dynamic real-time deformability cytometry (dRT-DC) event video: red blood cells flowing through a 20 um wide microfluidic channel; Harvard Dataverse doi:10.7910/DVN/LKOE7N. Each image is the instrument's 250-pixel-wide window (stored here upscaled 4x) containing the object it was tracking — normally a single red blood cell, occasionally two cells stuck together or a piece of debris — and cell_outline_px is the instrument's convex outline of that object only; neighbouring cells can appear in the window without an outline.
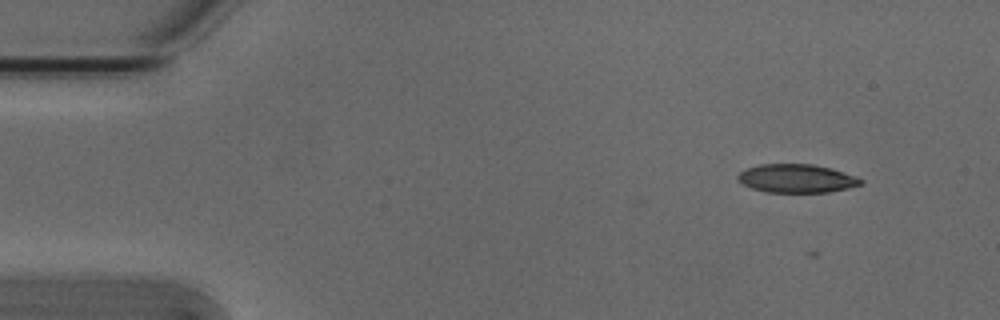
{"species": "Egyptian fruit bat (a non-hibernating species)", "species_latin": "Rousettus aegyptiacus", "temperature_condition": "cold", "stored_images_in_passage": 5, "camera_frame_rate_fps": 3000, "um_per_image_px": 0.085, "animal": {"sex": "male"}, "frame": {"image": 1, "passage_image": 3, "time_ms": 0.667, "image_size_px": [1000, 320], "cell_outline_px": [[864, 184], [848, 188], [828, 192], [768, 192], [752, 188], [736, 180], [736, 176], [740, 172], [748, 168], [760, 164], [812, 164], [832, 168], [856, 176], [864, 180]], "centroid_in_image_um": [67.74, 15.16], "position_along_channel_um": 17.3, "area_um2": 20.46}}
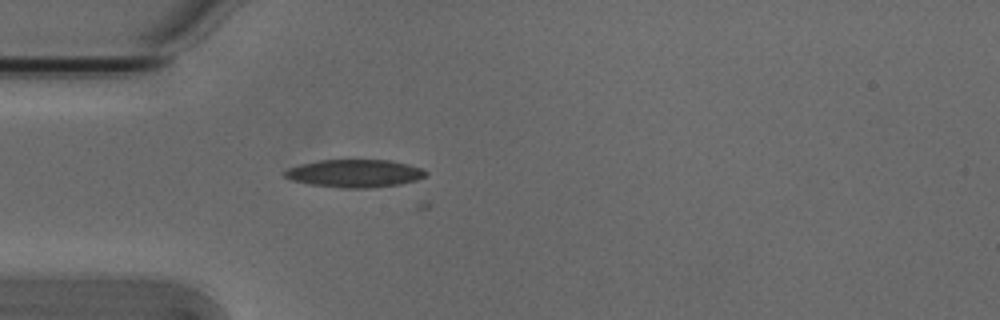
{"frame": {"image": 2, "passage_image": 5, "time_ms": 1.333, "image_size_px": [1000, 320], "cell_outline_px": [[428, 176], [416, 180], [400, 184], [368, 188], [340, 188], [308, 184], [292, 180], [284, 176], [280, 172], [288, 168], [300, 164], [320, 160], [388, 160], [408, 164], [420, 168], [428, 172]], "centroid_in_image_um": [30.12, 14.74], "position_along_channel_um": 54.9, "area_um2": 23.0}}